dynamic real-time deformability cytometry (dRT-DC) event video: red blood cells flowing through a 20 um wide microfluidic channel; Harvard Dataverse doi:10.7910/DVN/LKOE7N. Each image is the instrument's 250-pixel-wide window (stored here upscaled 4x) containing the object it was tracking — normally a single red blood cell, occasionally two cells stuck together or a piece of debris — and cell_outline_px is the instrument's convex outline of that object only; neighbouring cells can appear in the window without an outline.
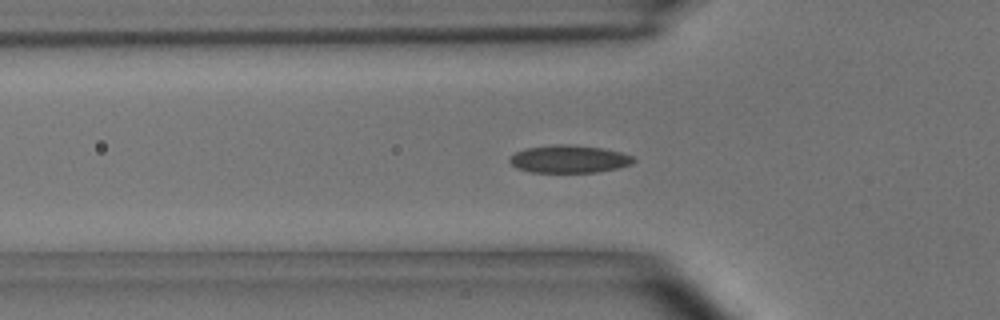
{"species": "common noctule bat (a hibernating species)", "species_latin": "Nyctalus noctula", "temperature_condition": "room temperature", "stored_images_in_passage": 41, "camera_frame_rate_fps": 3000, "um_per_image_px": 0.085, "animal": {"sex": "male", "body_mass_g": 15.6}, "frame": {"image": 1, "passage_image": 7, "time_ms": 2.0, "image_size_px": [1000, 320], "cell_outline_px": [[636, 160], [632, 164], [620, 168], [596, 172], [532, 172], [516, 168], [508, 160], [508, 156], [524, 148], [556, 144], [564, 144], [604, 148], [620, 152], [632, 156]], "centroid_in_image_um": [48.36, 13.52], "position_along_channel_um": 77.4, "area_um2": 20.11}, "authors_computed_cell_mechanics": {"area_um2": 19.363, "velocity_mm_per_s": 3.6671, "shape_relaxation_time_tau1_ms": 5.1206, "shape_relaxation_time_tau2_ms": 1.933, "deformation_change_tau1": 0.1222, "deformation_change_tau2": 0.0705}}